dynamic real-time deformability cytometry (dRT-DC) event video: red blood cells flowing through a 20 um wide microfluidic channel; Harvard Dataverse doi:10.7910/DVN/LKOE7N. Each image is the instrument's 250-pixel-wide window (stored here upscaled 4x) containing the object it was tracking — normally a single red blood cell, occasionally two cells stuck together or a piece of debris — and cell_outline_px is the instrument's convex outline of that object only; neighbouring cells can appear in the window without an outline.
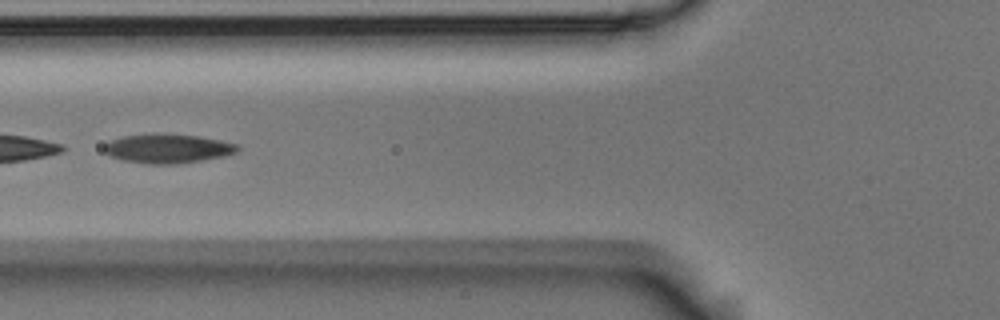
{"species": "Egyptian fruit bat (a non-hibernating species)", "species_latin": "Rousettus aegyptiacus", "temperature_condition": "room temperature", "stored_images_in_passage": 17, "camera_frame_rate_fps": 3000, "um_per_image_px": 0.085, "animal": {"sex": "male"}, "frame": {"image": 1, "passage_image": 10, "time_ms": 3.0, "image_size_px": [1000, 320], "cell_outline_px": [[240, 148], [236, 152], [224, 156], [176, 164], [148, 164], [120, 160], [108, 156], [104, 152], [104, 144], [108, 140], [124, 136], [152, 132], [164, 132], [200, 136], [240, 144]], "centroid_in_image_um": [14.21, 12.6], "position_along_channel_um": 111.6, "area_um2": 23.35}}